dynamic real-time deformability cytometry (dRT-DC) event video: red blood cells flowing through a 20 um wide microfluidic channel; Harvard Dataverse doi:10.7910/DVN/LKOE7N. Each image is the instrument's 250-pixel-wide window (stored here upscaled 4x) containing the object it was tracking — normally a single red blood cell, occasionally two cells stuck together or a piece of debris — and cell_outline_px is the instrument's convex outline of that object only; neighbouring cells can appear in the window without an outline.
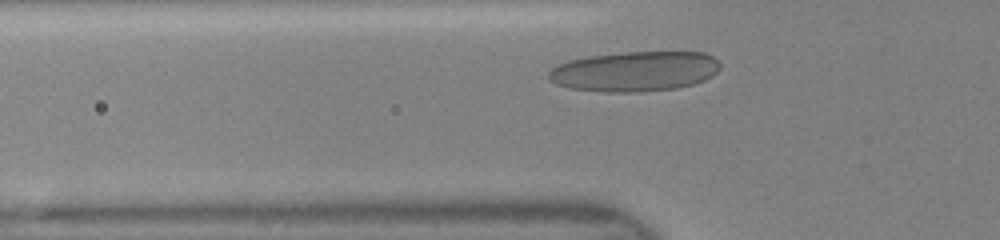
{"species": "human", "species_latin": "Homo sapiens", "temperature_condition": "room temperature", "stored_images_in_passage": 35, "camera_frame_rate_fps": 3000, "um_per_image_px": 0.085, "donor": {"sex": "female"}, "frame": {"image": 1, "passage_image": 4, "time_ms": 1.0, "image_size_px": [1000, 240], "cell_outline_px": [[720, 68], [712, 76], [704, 80], [692, 84], [676, 88], [636, 92], [604, 92], [568, 88], [556, 84], [548, 76], [548, 72], [552, 68], [568, 60], [588, 56], [624, 52], [704, 52], [712, 56], [720, 64]], "centroid_in_image_um": [53.95, 6.06], "position_along_channel_um": 71.9, "area_um2": 40.0}}
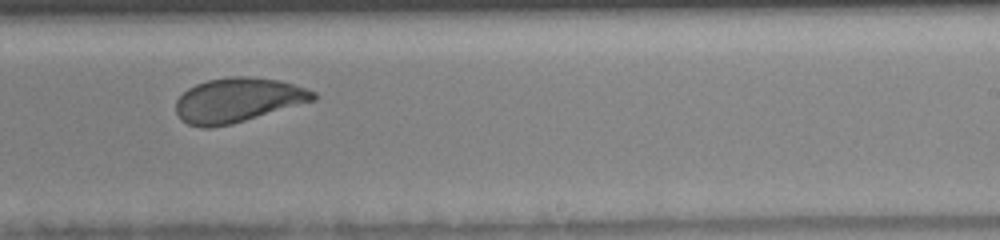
{"frame": {"image": 2, "passage_image": 18, "time_ms": 5.667, "image_size_px": [1000, 240], "cell_outline_px": [[316, 100], [232, 124], [212, 128], [200, 128], [188, 124], [180, 120], [176, 112], [176, 100], [188, 88], [196, 84], [208, 80], [228, 76], [248, 76], [280, 80], [316, 92]], "centroid_in_image_um": [20.19, 8.52], "position_along_channel_um": 268.8, "area_um2": 35.72}}
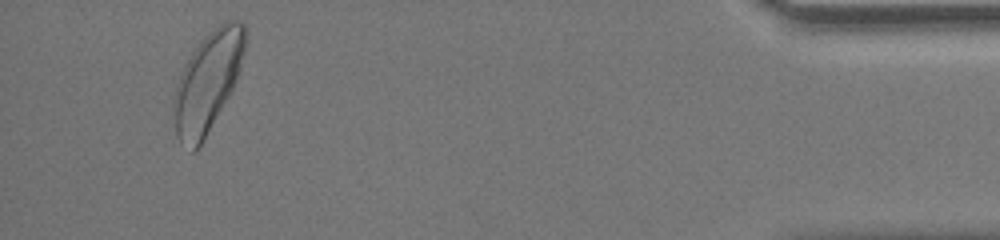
{"frame": {"image": 3, "passage_image": 33, "time_ms": 10.667, "image_size_px": [1000, 240], "cell_outline_px": [[248, 36], [240, 72], [228, 96], [200, 144], [192, 152], [180, 144], [176, 136], [172, 100], [176, 84], [180, 72], [184, 64], [200, 40], [212, 28], [224, 20], [240, 20], [248, 28]], "centroid_in_image_um": [17.66, 6.87], "position_along_channel_um": 417.5, "area_um2": 41.91}}